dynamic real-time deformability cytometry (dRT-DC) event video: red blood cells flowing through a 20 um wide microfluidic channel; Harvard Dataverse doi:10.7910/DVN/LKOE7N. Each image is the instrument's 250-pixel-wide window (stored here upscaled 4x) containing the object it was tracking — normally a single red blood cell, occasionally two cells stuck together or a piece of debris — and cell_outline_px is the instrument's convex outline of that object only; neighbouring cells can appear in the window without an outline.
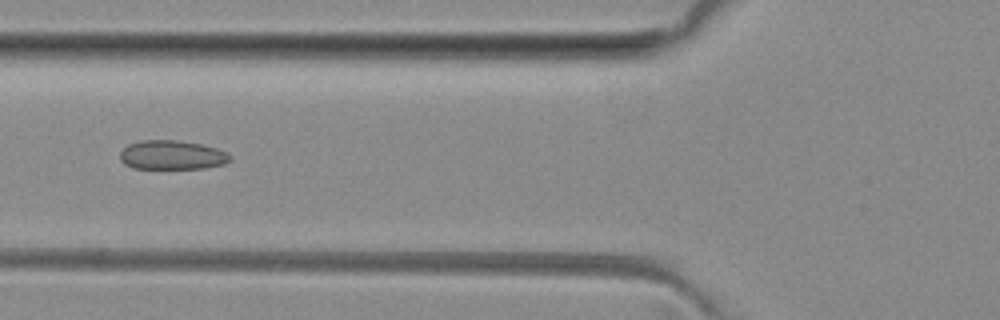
{"species": "common noctule bat (a hibernating species)", "species_latin": "Nyctalus noctula", "temperature_condition": "room temperature", "stored_images_in_passage": 5, "camera_frame_rate_fps": 3000, "um_per_image_px": 0.085, "animal": {"sex": "female", "body_mass_g": 29.2, "forearm_length_mm": 56.3}, "frame": {"image": 1, "passage_image": 5, "time_ms": 4.667, "image_size_px": [1000, 320], "cell_outline_px": [[232, 160], [224, 164], [204, 168], [132, 168], [124, 164], [120, 160], [120, 152], [128, 144], [140, 140], [176, 140], [200, 144], [216, 148], [232, 156]], "centroid_in_image_um": [14.6, 13.17], "position_along_channel_um": 111.2, "area_um2": 18.67}}